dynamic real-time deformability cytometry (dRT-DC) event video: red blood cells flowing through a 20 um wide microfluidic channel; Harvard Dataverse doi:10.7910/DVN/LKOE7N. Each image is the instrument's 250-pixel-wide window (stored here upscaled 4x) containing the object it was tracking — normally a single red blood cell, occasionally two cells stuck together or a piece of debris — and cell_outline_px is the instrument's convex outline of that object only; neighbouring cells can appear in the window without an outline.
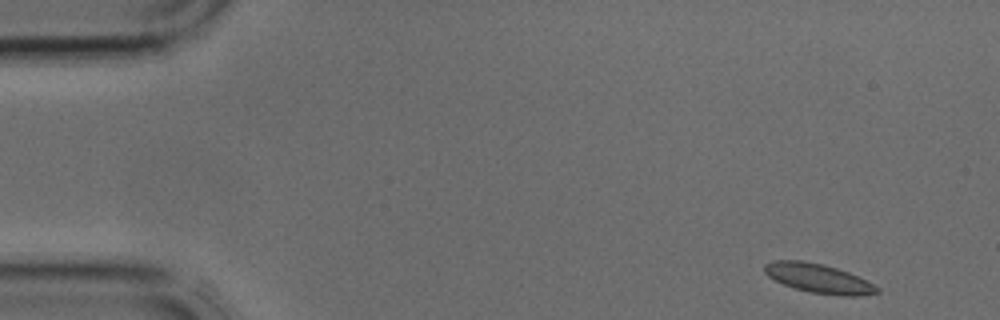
{"species": "common noctule bat (a hibernating species)", "species_latin": "Nyctalus noctula", "temperature_condition": "cold", "stored_images_in_passage": 38, "camera_frame_rate_fps": 3000, "um_per_image_px": 0.085, "animal": {"sex": "male", "body_mass_g": 17.9, "forearm_length_mm": 54.2}, "frame": {"image": 1, "passage_image": 1, "time_ms": 0.0, "image_size_px": [1000, 320], "cell_outline_px": [[880, 292], [860, 296], [840, 296], [812, 292], [796, 288], [784, 284], [768, 276], [764, 272], [764, 264], [772, 260], [804, 260], [824, 264], [848, 272], [880, 288]], "centroid_in_image_um": [69.56, 23.65], "position_along_channel_um": 15.4, "area_um2": 19.02}}
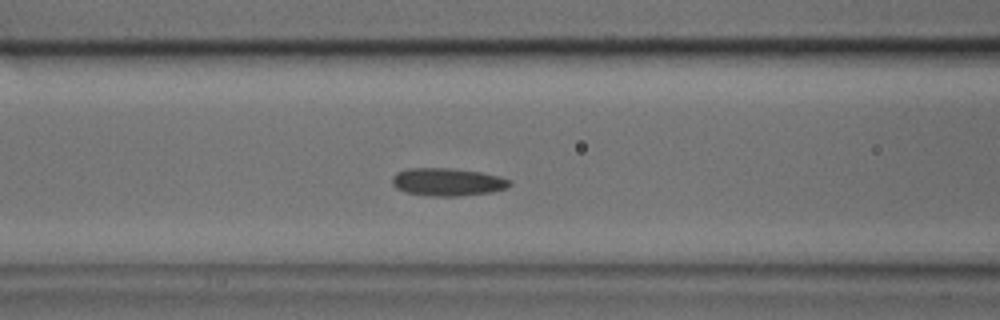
{"frame": {"image": 2, "passage_image": 14, "time_ms": 4.333, "image_size_px": [1000, 320], "cell_outline_px": [[512, 184], [508, 188], [492, 192], [460, 196], [428, 196], [404, 192], [396, 188], [392, 184], [392, 176], [396, 172], [408, 168], [448, 168], [480, 172], [500, 176], [512, 180]], "centroid_in_image_um": [38.04, 15.47], "position_along_channel_um": 128.6, "area_um2": 19.31}}
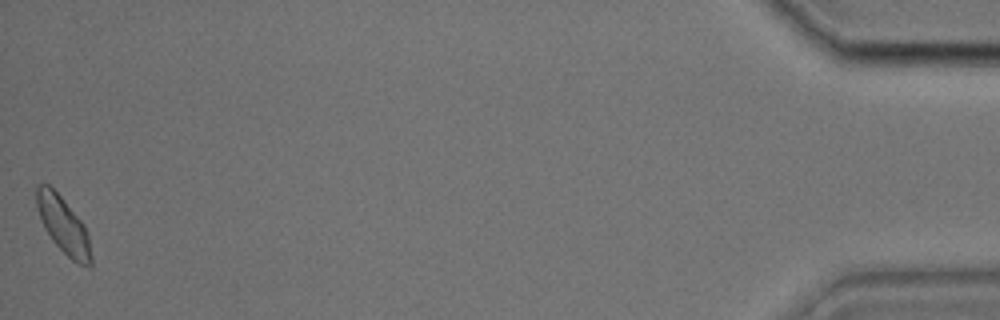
{"frame": {"image": 3, "passage_image": 38, "time_ms": 12.333, "image_size_px": [1000, 320], "cell_outline_px": [[92, 268], [88, 268], [72, 260], [52, 240], [44, 228], [36, 204], [36, 184], [48, 184], [60, 196], [84, 224], [88, 232], [92, 256]], "centroid_in_image_um": [5.41, 19.18], "position_along_channel_um": 429.8, "area_um2": 17.92}}